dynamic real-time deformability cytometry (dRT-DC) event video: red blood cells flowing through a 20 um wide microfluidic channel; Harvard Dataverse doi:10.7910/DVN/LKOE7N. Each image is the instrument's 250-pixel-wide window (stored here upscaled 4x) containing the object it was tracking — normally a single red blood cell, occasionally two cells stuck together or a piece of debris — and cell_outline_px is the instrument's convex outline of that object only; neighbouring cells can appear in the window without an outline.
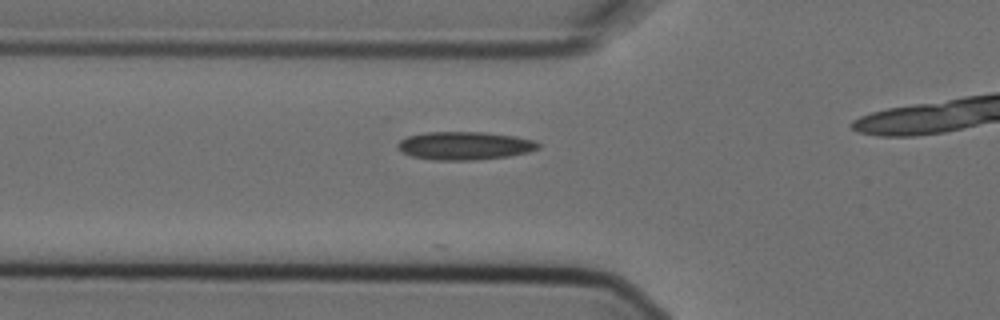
{"species": "Egyptian fruit bat (a non-hibernating species)", "species_latin": "Rousettus aegyptiacus", "temperature_condition": "cold", "stored_images_in_passage": 4, "camera_frame_rate_fps": 3000, "um_per_image_px": 0.085, "animal": {"sex": "female"}, "frame": {"image": 1, "passage_image": 3, "time_ms": 0.667, "image_size_px": [1000, 320], "cell_outline_px": [[540, 148], [528, 152], [508, 156], [476, 160], [436, 160], [412, 156], [400, 152], [396, 148], [396, 144], [400, 140], [408, 136], [424, 132], [484, 132], [516, 136], [532, 140], [540, 144]], "centroid_in_image_um": [39.46, 12.38], "position_along_channel_um": 86.3, "area_um2": 23.18}}